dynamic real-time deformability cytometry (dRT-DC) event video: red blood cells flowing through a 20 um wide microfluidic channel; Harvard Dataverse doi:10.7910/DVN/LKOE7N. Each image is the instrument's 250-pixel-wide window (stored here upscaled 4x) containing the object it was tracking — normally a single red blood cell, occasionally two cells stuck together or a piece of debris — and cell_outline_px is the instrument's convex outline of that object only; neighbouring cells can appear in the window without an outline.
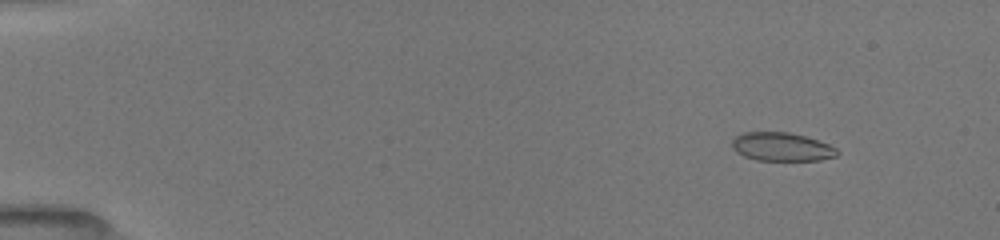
{"species": "common noctule bat (a hibernating species)", "species_latin": "Nyctalus noctula", "temperature_condition": "room temperature", "stored_images_in_passage": 8, "camera_frame_rate_fps": 3000, "um_per_image_px": 0.085, "animal": {"sex": "female", "body_mass_g": 19.5, "forearm_length_mm": 54.1}, "frame": {"image": 1, "passage_image": 2, "time_ms": 1.333, "image_size_px": [1000, 240], "cell_outline_px": [[840, 152], [836, 156], [820, 160], [756, 160], [744, 156], [736, 152], [732, 148], [732, 140], [740, 132], [788, 132], [804, 136], [828, 144], [836, 148]], "centroid_in_image_um": [66.41, 12.48], "position_along_channel_um": 18.6, "area_um2": 17.46}}
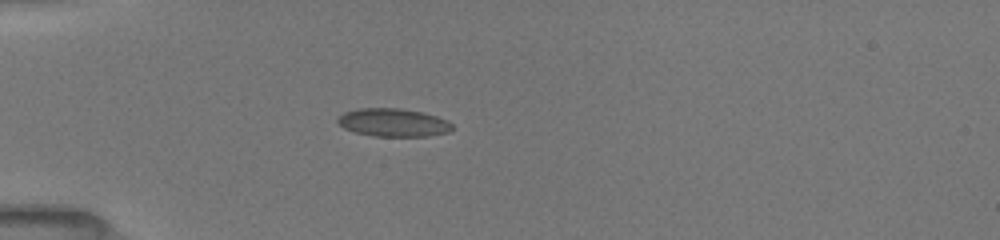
{"frame": {"image": 2, "passage_image": 6, "time_ms": 4.667, "image_size_px": [1000, 240], "cell_outline_px": [[452, 128], [448, 132], [428, 136], [372, 136], [356, 132], [344, 128], [336, 120], [344, 112], [360, 108], [400, 108], [420, 112], [436, 116], [448, 120], [452, 124]], "centroid_in_image_um": [33.43, 10.41], "position_along_channel_um": 51.6, "area_um2": 18.61}}
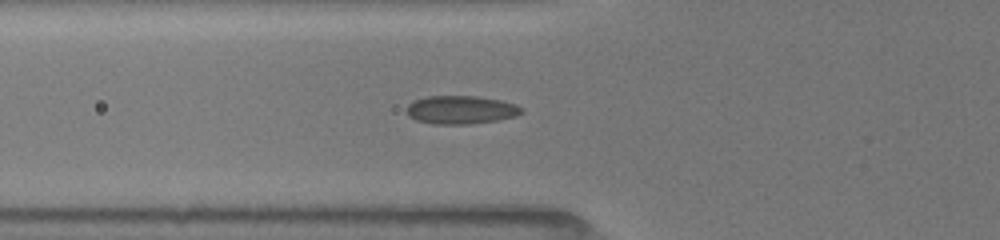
{"frame": {"image": 3, "passage_image": 8, "time_ms": 6.0, "image_size_px": [1000, 240], "cell_outline_px": [[524, 112], [516, 116], [496, 120], [468, 124], [432, 124], [416, 120], [408, 116], [404, 108], [408, 104], [416, 100], [428, 96], [476, 96], [500, 100], [516, 104], [524, 108]], "centroid_in_image_um": [39.17, 9.33], "position_along_channel_um": 86.6, "area_um2": 19.07}}